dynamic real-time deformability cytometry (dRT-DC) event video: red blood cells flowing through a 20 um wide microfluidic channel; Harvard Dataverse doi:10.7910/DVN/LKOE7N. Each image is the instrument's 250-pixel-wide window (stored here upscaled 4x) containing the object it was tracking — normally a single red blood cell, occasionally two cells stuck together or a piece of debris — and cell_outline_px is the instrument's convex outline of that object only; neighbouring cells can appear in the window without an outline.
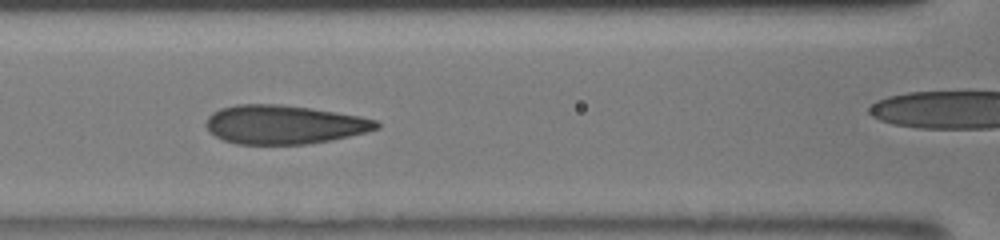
{"species": "human", "species_latin": "Homo sapiens", "temperature_condition": "room temperature", "stored_images_in_passage": 24, "camera_frame_rate_fps": 3000, "um_per_image_px": 0.085, "donor": {"sex": "male"}, "frame": {"image": 1, "passage_image": 14, "time_ms": 9.0, "image_size_px": [1000, 240], "cell_outline_px": [[380, 128], [332, 140], [304, 144], [236, 144], [224, 140], [208, 132], [204, 124], [208, 116], [212, 112], [220, 108], [236, 104], [280, 104], [312, 108], [360, 116], [376, 120], [380, 124]], "centroid_in_image_um": [24.1, 10.58], "position_along_channel_um": 142.5, "area_um2": 38.73}}
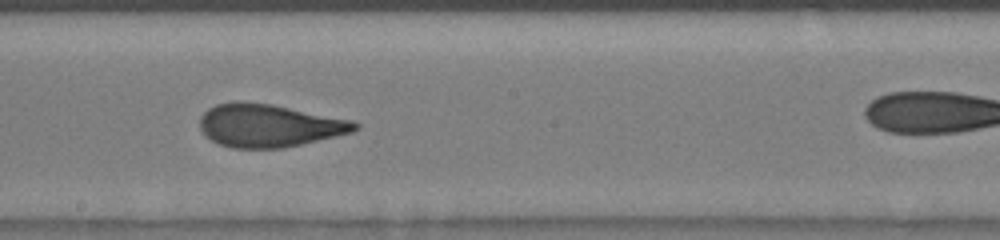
{"frame": {"image": 2, "passage_image": 17, "time_ms": 11.0, "image_size_px": [1000, 240], "cell_outline_px": [[360, 128], [352, 132], [336, 136], [284, 148], [232, 148], [220, 144], [204, 136], [200, 128], [200, 116], [208, 108], [216, 104], [232, 100], [244, 100], [272, 104], [352, 120], [360, 124]], "centroid_in_image_um": [22.84, 10.65], "position_along_channel_um": 225.4, "area_um2": 39.13}}
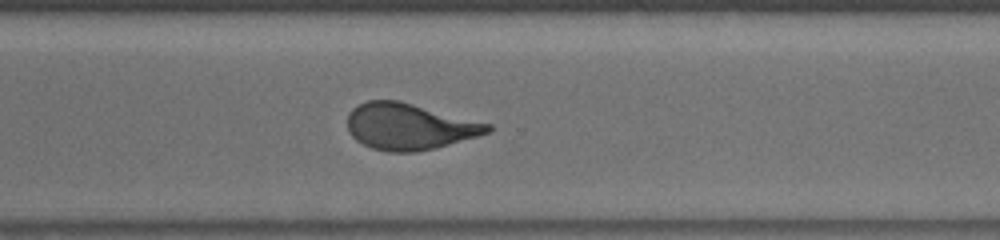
{"frame": {"image": 3, "passage_image": 21, "time_ms": 13.667, "image_size_px": [1000, 240], "cell_outline_px": [[492, 128], [488, 132], [476, 136], [436, 148], [416, 152], [388, 152], [372, 148], [356, 140], [348, 132], [348, 112], [352, 108], [368, 100], [400, 100], [492, 124]], "centroid_in_image_um": [34.77, 10.75], "position_along_channel_um": 335.8, "area_um2": 37.92}}